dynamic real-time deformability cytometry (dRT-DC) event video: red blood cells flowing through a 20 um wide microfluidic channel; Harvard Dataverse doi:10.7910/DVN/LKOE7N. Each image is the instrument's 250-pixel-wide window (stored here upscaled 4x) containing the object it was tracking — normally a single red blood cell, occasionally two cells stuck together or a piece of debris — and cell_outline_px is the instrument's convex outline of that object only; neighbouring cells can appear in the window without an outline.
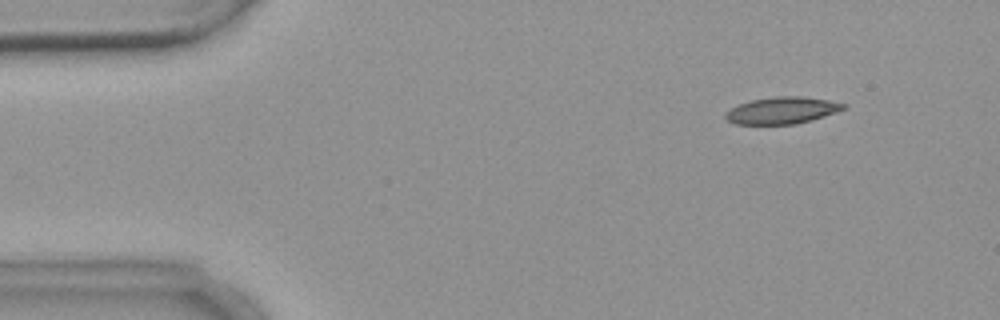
{"species": "common noctule bat (a hibernating species)", "species_latin": "Nyctalus noctula", "temperature_condition": "warm", "stored_images_in_passage": 5, "camera_frame_rate_fps": 3000, "um_per_image_px": 0.085, "animal": {"sex": "female", "body_mass_g": 18.4}, "frame": {"image": 1, "passage_image": 2, "time_ms": 1.0, "image_size_px": [1000, 320], "cell_outline_px": [[848, 108], [824, 116], [796, 124], [736, 124], [728, 120], [724, 116], [732, 108], [740, 104], [752, 100], [776, 96], [800, 96], [828, 100], [848, 104]], "centroid_in_image_um": [66.53, 9.38], "position_along_channel_um": 18.5, "area_um2": 18.26}}